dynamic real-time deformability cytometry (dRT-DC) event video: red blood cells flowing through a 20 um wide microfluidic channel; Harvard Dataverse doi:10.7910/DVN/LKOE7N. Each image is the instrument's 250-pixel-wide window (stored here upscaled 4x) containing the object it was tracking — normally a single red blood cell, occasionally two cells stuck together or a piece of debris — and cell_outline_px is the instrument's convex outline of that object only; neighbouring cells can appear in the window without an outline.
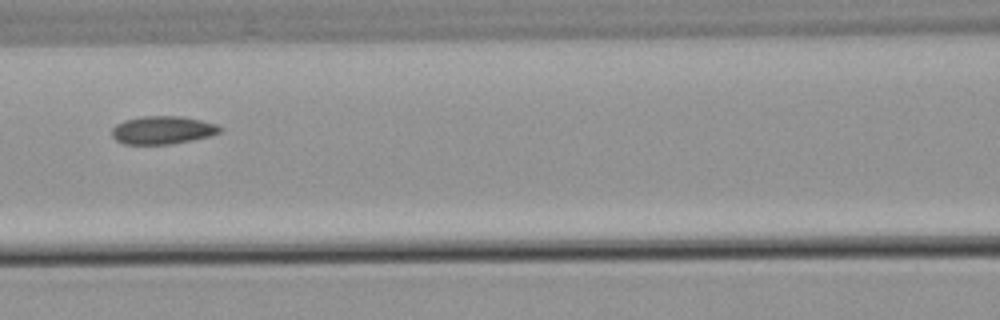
{"species": "common noctule bat (a hibernating species)", "species_latin": "Nyctalus noctula", "temperature_condition": "warm", "stored_images_in_passage": 5, "camera_frame_rate_fps": 3000, "um_per_image_px": 0.085, "animal": {"sex": "male", "body_mass_g": 21.5, "forearm_length_mm": 52.0}, "frame": {"image": 1, "passage_image": 5, "time_ms": 5.333, "image_size_px": [1000, 320], "cell_outline_px": [[220, 132], [208, 136], [192, 140], [172, 144], [124, 144], [116, 140], [112, 136], [112, 128], [116, 124], [124, 120], [144, 116], [180, 116], [200, 120], [216, 124], [220, 128]], "centroid_in_image_um": [13.78, 11.06], "position_along_channel_um": 152.8, "area_um2": 17.51}}